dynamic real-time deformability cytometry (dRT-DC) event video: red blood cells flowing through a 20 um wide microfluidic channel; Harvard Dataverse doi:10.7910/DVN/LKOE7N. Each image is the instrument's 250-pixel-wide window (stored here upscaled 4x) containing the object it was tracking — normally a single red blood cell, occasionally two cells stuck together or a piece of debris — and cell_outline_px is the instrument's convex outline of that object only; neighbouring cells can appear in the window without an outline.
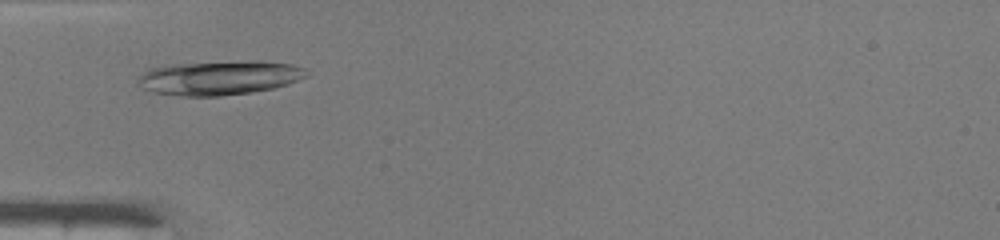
{"species": "common noctule bat (a hibernating species)", "species_latin": "Nyctalus noctula", "temperature_condition": "warm", "stored_images_in_passage": 37, "camera_frame_rate_fps": 3000, "um_per_image_px": 0.085, "animal": {"sex": "male", "body_mass_g": 19.0, "forearm_length_mm": 50.8}, "frame": {"image": 1, "passage_image": 5, "time_ms": 1.333, "image_size_px": [1000, 240], "cell_outline_px": [[308, 76], [288, 84], [272, 88], [252, 92], [220, 96], [180, 96], [152, 92], [136, 84], [136, 80], [148, 68], [172, 64], [248, 60], [260, 60], [292, 64], [304, 68], [308, 72]], "centroid_in_image_um": [18.64, 6.6], "position_along_channel_um": 66.4, "area_um2": 33.99}}
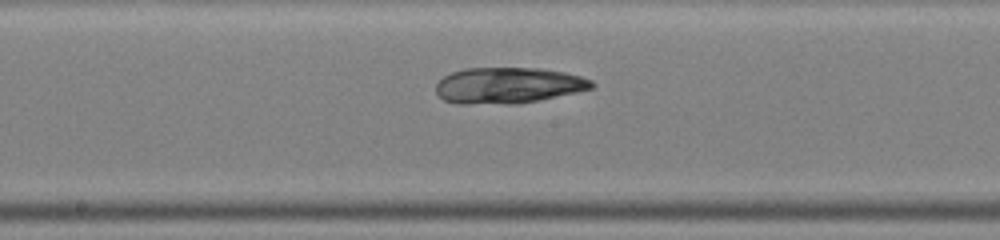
{"frame": {"image": 2, "passage_image": 15, "time_ms": 4.667, "image_size_px": [1000, 240], "cell_outline_px": [[596, 84], [592, 88], [576, 92], [516, 104], [456, 104], [444, 100], [436, 92], [436, 84], [444, 76], [452, 72], [464, 68], [540, 68], [564, 72], [580, 76], [592, 80]], "centroid_in_image_um": [43.17, 7.26], "position_along_channel_um": 205.0, "area_um2": 32.71}}
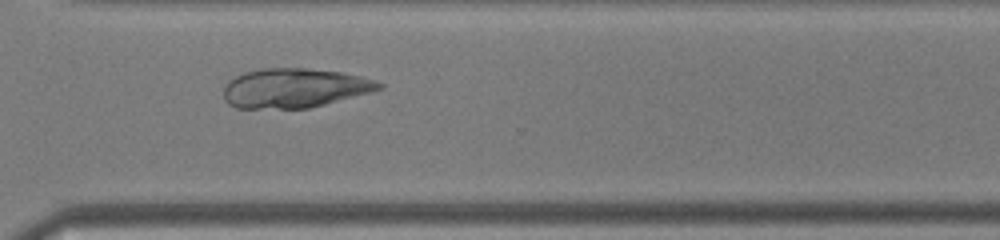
{"frame": {"image": 3, "passage_image": 25, "time_ms": 8.0, "image_size_px": [1000, 240], "cell_outline_px": [[384, 88], [372, 92], [308, 108], [236, 108], [228, 104], [224, 100], [224, 88], [228, 80], [244, 72], [260, 68], [308, 68], [344, 72], [376, 80], [384, 84]], "centroid_in_image_um": [25.04, 7.47], "position_along_channel_um": 345.6, "area_um2": 35.89}}